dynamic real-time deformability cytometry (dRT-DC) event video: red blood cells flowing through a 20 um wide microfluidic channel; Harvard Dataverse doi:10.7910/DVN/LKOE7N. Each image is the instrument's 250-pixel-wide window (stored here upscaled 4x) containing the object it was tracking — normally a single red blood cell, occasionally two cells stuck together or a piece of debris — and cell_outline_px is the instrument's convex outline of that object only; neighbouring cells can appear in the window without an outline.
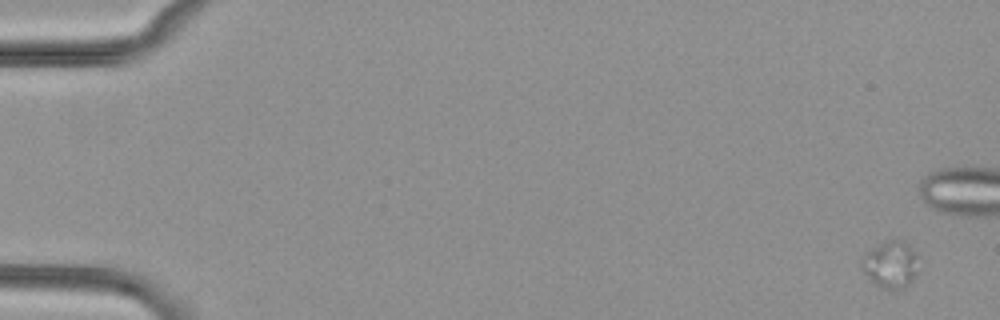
{"species": "common noctule bat (a hibernating species)", "species_latin": "Nyctalus noctula", "temperature_condition": "cold", "stored_images_in_passage": 5, "camera_frame_rate_fps": 3000, "um_per_image_px": 0.085, "animal": {"sex": "female", "body_mass_g": 29.2, "forearm_length_mm": 56.3}, "frame": {"image": 1, "passage_image": 1, "time_ms": 0.0, "image_size_px": [1000, 320], "cell_outline_px": [[916, 276], [908, 284], [900, 288], [880, 288], [864, 272], [860, 264], [860, 256], [884, 240], [896, 240], [904, 244], [916, 256]], "centroid_in_image_um": [75.62, 22.48], "position_along_channel_um": 9.4, "area_um2": 14.97}}